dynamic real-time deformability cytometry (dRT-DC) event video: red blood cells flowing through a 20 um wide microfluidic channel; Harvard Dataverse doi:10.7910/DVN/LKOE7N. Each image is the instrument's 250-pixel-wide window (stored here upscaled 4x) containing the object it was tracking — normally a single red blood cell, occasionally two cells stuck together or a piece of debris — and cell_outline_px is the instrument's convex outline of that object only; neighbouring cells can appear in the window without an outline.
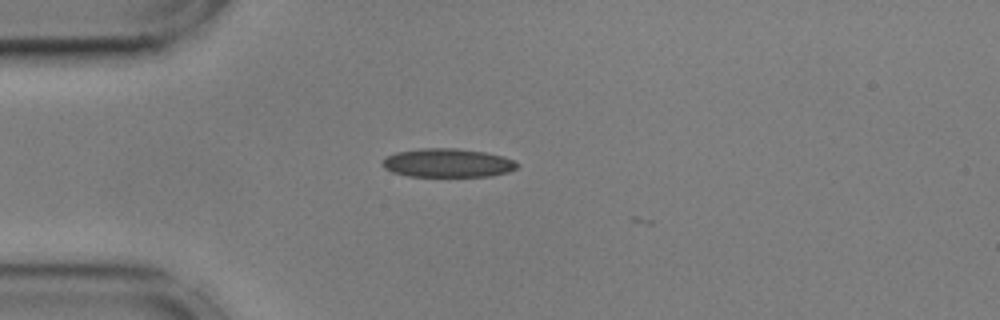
{"species": "common noctule bat (a hibernating species)", "species_latin": "Nyctalus noctula", "temperature_condition": "cold", "stored_images_in_passage": 2, "camera_frame_rate_fps": 3000, "um_per_image_px": 0.085, "animal": {"sex": "male", "body_mass_g": 17.9, "forearm_length_mm": 54.2}, "frame": {"image": 1, "passage_image": 1, "time_ms": 0.0, "image_size_px": [1000, 320], "cell_outline_px": [[520, 164], [516, 168], [508, 172], [488, 176], [408, 176], [392, 172], [384, 168], [380, 164], [388, 156], [396, 152], [420, 148], [456, 148], [484, 152], [504, 156]], "centroid_in_image_um": [38.04, 13.84], "position_along_channel_um": 47.0, "area_um2": 22.48}}